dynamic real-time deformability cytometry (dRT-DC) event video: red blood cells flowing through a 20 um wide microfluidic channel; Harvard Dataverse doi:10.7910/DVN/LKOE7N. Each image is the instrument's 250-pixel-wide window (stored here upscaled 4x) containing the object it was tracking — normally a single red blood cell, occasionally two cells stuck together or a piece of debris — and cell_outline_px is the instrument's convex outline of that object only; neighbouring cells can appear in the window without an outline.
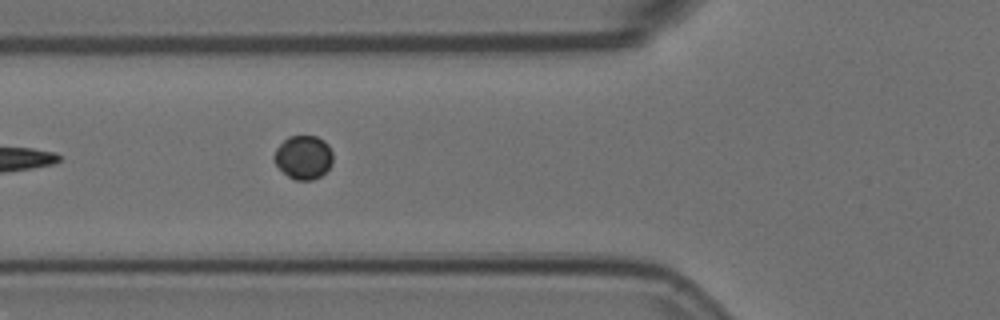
{"species": "Egyptian fruit bat (a non-hibernating species)", "species_latin": "Rousettus aegyptiacus", "temperature_condition": "room temperature", "stored_images_in_passage": 7, "segment_of_instrument_passage": [2, 2], "camera_frame_rate_fps": 3000, "um_per_image_px": 0.085, "animal": {"sex": "female"}, "frame": {"image": 1, "passage_image": 7, "time_ms": 2.0, "image_size_px": [1000, 320], "cell_outline_px": [[332, 164], [320, 176], [312, 180], [296, 180], [288, 176], [276, 164], [272, 156], [276, 148], [288, 136], [316, 136], [324, 140], [328, 144], [332, 152]], "centroid_in_image_um": [25.79, 13.35], "position_along_channel_um": 100.0, "area_um2": 14.91}}